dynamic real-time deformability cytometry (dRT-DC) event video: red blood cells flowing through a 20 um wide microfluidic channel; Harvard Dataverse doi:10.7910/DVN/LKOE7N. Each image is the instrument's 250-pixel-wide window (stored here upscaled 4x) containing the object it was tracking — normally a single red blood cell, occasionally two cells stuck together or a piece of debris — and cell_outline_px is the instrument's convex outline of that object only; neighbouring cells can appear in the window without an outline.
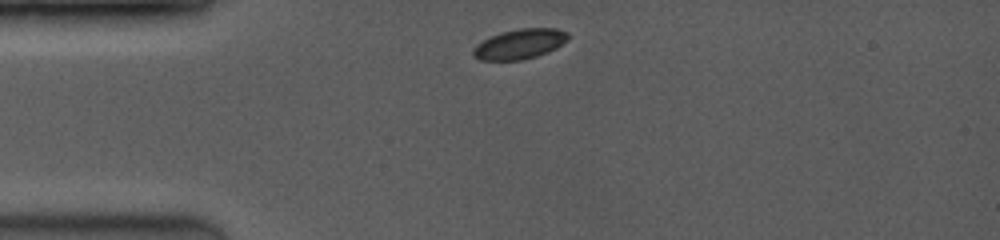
{"species": "common noctule bat (a hibernating species)", "species_latin": "Nyctalus noctula", "temperature_condition": "room temperature", "stored_images_in_passage": 33, "camera_frame_rate_fps": 3500, "um_per_image_px": 0.085, "animal": {"sex": "female", "body_mass_g": 19.0, "forearm_length_mm": 53.3}, "frame": {"image": 1, "passage_image": 1, "time_ms": 0.0, "image_size_px": [1000, 240], "cell_outline_px": [[568, 40], [556, 48], [548, 52], [536, 56], [520, 60], [480, 60], [472, 56], [472, 52], [476, 44], [500, 32], [520, 28], [556, 28], [568, 32]], "centroid_in_image_um": [44.18, 3.74], "position_along_channel_um": 40.8, "area_um2": 16.59}}
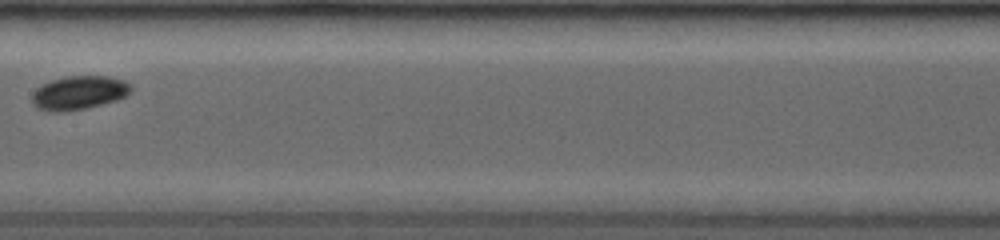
{"frame": {"image": 2, "passage_image": 14, "time_ms": 4.571, "image_size_px": [1000, 240], "cell_outline_px": [[132, 88], [124, 96], [116, 100], [88, 108], [64, 112], [52, 112], [36, 108], [32, 104], [32, 92], [40, 84], [64, 76], [108, 76], [124, 80], [132, 84]], "centroid_in_image_um": [6.66, 7.88], "position_along_channel_um": 200.7, "area_um2": 19.71}}
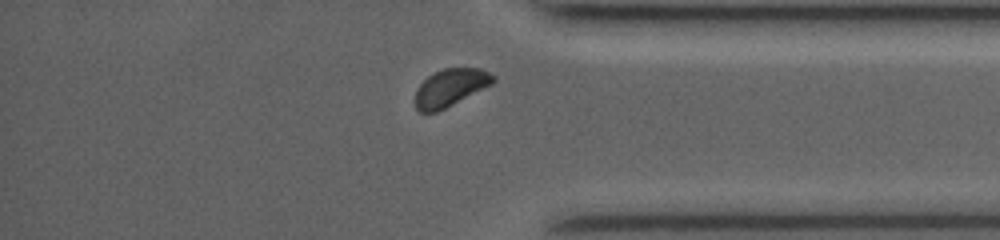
{"frame": {"image": 3, "passage_image": 29, "time_ms": 9.429, "image_size_px": [1000, 240], "cell_outline_px": [[496, 80], [492, 84], [436, 112], [420, 112], [416, 108], [416, 88], [428, 76], [444, 68], [480, 68], [496, 76]], "centroid_in_image_um": [38.29, 7.43], "position_along_channel_um": 396.9, "area_um2": 16.7}, "authors_computed_cell_mechanics": {"area_um2": 18.2648, "velocity_mm_per_s": 4.0568, "shape_relaxation_time_tau1_ms": 1.6031, "shape_relaxation_time_tau2_ms": null, "deformation_change_tau1": 0.0372, "deformation_change_tau2": null}}